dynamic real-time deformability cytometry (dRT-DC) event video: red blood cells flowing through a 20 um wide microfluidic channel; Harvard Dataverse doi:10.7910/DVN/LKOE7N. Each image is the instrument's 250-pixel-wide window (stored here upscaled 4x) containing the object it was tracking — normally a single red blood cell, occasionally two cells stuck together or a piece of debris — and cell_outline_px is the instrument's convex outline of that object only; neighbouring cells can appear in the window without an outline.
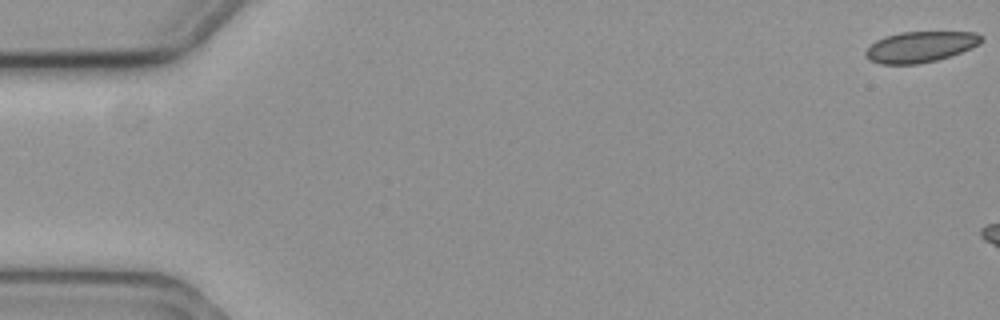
{"species": "common noctule bat (a hibernating species)", "species_latin": "Nyctalus noctula", "temperature_condition": "cold", "stored_images_in_passage": 9, "camera_frame_rate_fps": 3000, "um_per_image_px": 0.085, "animal": {"sex": "female", "body_mass_g": 19.3, "forearm_length_mm": 54.1}, "frame": {"image": 1, "passage_image": 1, "time_ms": 0.0, "image_size_px": [1000, 320], "cell_outline_px": [[984, 40], [980, 44], [972, 48], [936, 60], [916, 64], [880, 64], [868, 60], [864, 56], [864, 52], [876, 40], [884, 36], [900, 32], [976, 32], [984, 36]], "centroid_in_image_um": [78.22, 3.97], "position_along_channel_um": 6.8, "area_um2": 20.92}}